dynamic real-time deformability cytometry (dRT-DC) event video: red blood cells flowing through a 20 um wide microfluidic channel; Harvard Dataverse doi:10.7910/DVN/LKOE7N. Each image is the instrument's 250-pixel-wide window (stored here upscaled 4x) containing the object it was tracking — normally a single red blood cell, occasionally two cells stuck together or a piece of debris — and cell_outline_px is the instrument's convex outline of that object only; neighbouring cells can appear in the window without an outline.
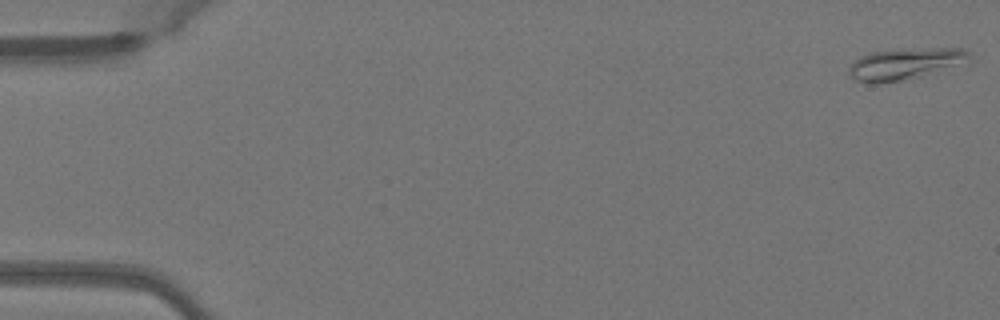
{"species": "Egyptian fruit bat (a non-hibernating species)", "species_latin": "Rousettus aegyptiacus", "temperature_condition": "warm", "stored_images_in_passage": 50, "camera_frame_rate_fps": 3000, "um_per_image_px": 0.085, "animal": {"sex": "female"}, "frame": {"image": 1, "passage_image": 1, "time_ms": 0.0, "image_size_px": [1000, 320], "cell_outline_px": [[972, 60], [968, 64], [920, 76], [900, 80], [876, 84], [872, 84], [856, 80], [848, 72], [848, 68], [860, 56], [872, 52], [936, 48], [964, 48], [972, 56]], "centroid_in_image_um": [77.03, 5.44], "position_along_channel_um": 8.0, "area_um2": 21.96}}
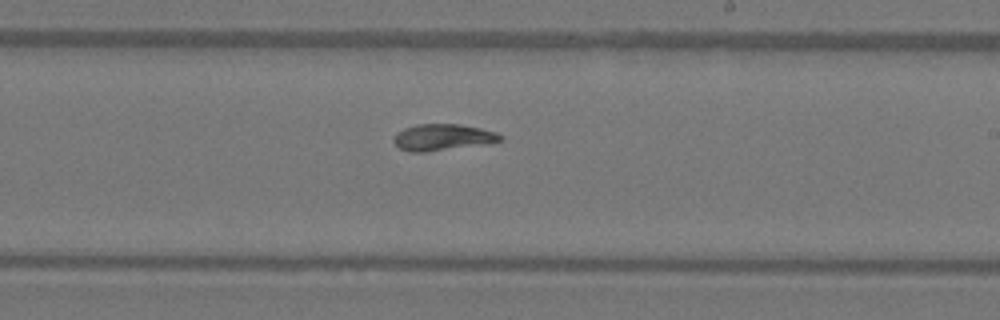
{"frame": {"image": 2, "passage_image": 30, "time_ms": 9.667, "image_size_px": [1000, 320], "cell_outline_px": [[504, 140], [424, 152], [408, 152], [400, 148], [392, 140], [392, 136], [396, 132], [404, 128], [416, 124], [460, 124], [480, 128], [496, 132], [504, 136]], "centroid_in_image_um": [37.56, 11.65], "position_along_channel_um": 251.4, "area_um2": 16.24}}
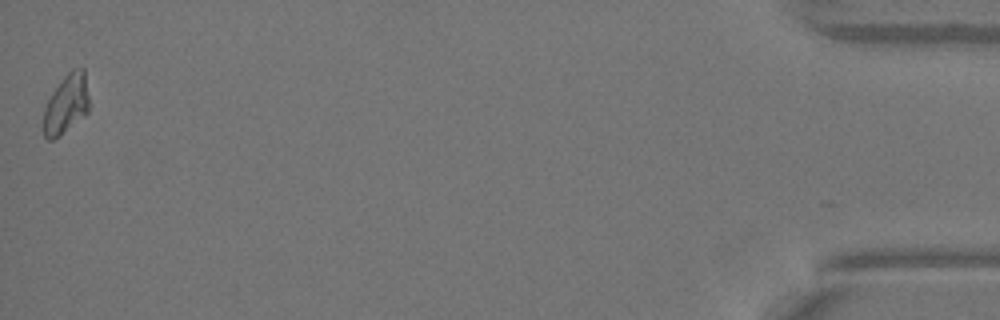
{"frame": {"image": 3, "passage_image": 50, "time_ms": 16.333, "image_size_px": [1000, 320], "cell_outline_px": [[88, 112], [84, 116], [52, 140], [48, 140], [44, 136], [44, 108], [52, 92], [64, 76], [72, 68], [84, 68], [88, 96]], "centroid_in_image_um": [5.63, 8.82], "position_along_channel_um": 429.6, "area_um2": 15.43}, "authors_computed_cell_mechanics": {"area_um2": 16.3863, "velocity_mm_per_s": 4.0742, "shape_relaxation_time_tau1_ms": 3.6793, "shape_relaxation_time_tau2_ms": 1.6402, "deformation_change_tau1": 0.1611, "deformation_change_tau2": 0.0798}}